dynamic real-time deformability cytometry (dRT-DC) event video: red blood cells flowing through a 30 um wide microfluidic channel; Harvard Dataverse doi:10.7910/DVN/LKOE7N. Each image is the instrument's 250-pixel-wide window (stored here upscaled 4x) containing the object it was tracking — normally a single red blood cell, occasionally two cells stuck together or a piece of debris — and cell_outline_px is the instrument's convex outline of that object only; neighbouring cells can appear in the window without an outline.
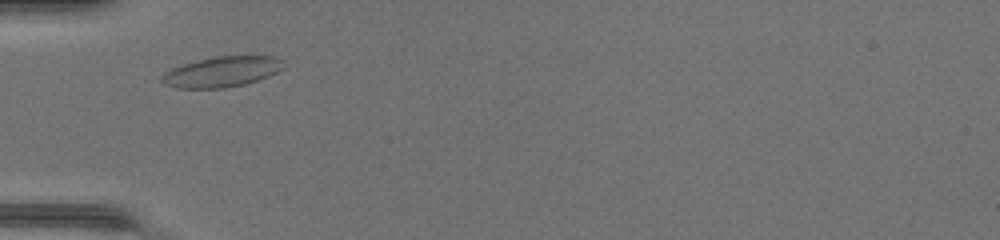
{"species": "common noctule bat (a hibernating species)", "species_latin": "Nyctalus noctula", "temperature_condition": "warm", "stored_images_in_passage": 28, "camera_frame_rate_fps": 3000, "um_per_image_px": 0.085, "animal": {"sex": "female", "body_mass_g": 17.0, "forearm_length_mm": 48.0}, "frame": {"image": 1, "passage_image": 2, "time_ms": 0.333, "image_size_px": [1000, 240], "cell_outline_px": [[284, 68], [268, 76], [244, 84], [224, 88], [176, 88], [164, 84], [160, 80], [160, 76], [164, 72], [172, 68], [196, 60], [216, 56], [276, 56], [284, 60]], "centroid_in_image_um": [18.85, 6.09], "position_along_channel_um": 66.2, "area_um2": 21.68}}
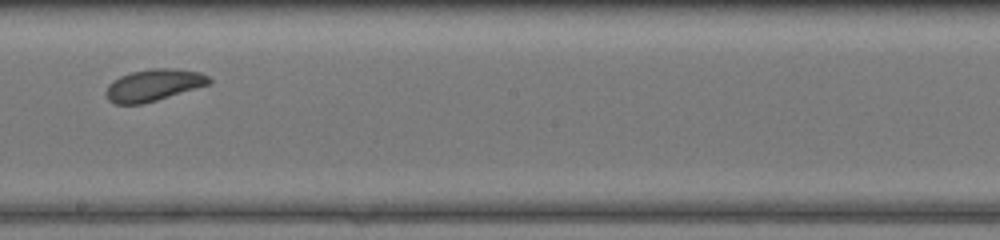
{"frame": {"image": 2, "passage_image": 14, "time_ms": 4.333, "image_size_px": [1000, 240], "cell_outline_px": [[212, 84], [156, 100], [140, 104], [116, 104], [108, 100], [104, 92], [108, 84], [112, 80], [120, 76], [132, 72], [152, 68], [176, 68], [200, 72], [208, 76], [212, 80]], "centroid_in_image_um": [13.06, 7.23], "position_along_channel_um": 235.1, "area_um2": 19.31}}
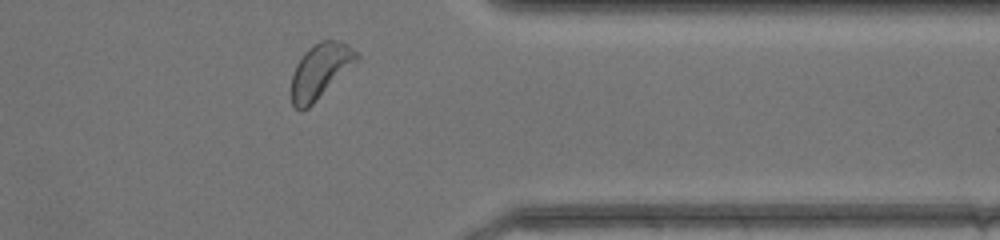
{"frame": {"image": 3, "passage_image": 25, "time_ms": 8.0, "image_size_px": [1000, 240], "cell_outline_px": [[360, 56], [308, 108], [300, 112], [292, 104], [292, 76], [296, 64], [304, 52], [312, 44], [320, 40], [336, 40], [348, 44]], "centroid_in_image_um": [27.17, 6.0], "position_along_channel_um": 384.2, "area_um2": 20.23}, "authors_computed_cell_mechanics": {"area_um2": 19.1607, "velocity_mm_per_s": 4.2873, "shape_relaxation_time_tau1_ms": 1.8091, "shape_relaxation_time_tau2_ms": null, "deformation_change_tau1": 0.062, "deformation_change_tau2": null}}